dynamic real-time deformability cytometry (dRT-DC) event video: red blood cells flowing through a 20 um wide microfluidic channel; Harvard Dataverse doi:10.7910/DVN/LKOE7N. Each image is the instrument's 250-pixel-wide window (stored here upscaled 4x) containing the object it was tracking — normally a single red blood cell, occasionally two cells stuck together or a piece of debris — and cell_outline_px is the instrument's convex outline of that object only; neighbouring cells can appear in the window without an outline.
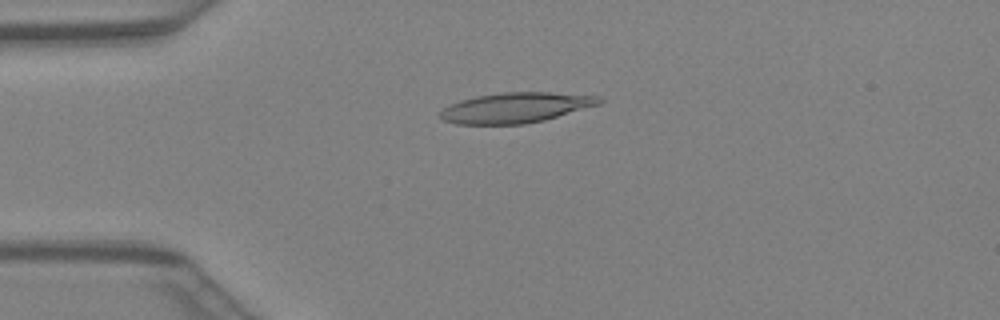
{"species": "Egyptian fruit bat (a non-hibernating species)", "species_latin": "Rousettus aegyptiacus", "temperature_condition": "warm", "stored_images_in_passage": 42, "camera_frame_rate_fps": 3000, "um_per_image_px": 0.085, "animal": {"sex": "female"}, "frame": {"image": 1, "passage_image": 10, "time_ms": 3.0, "image_size_px": [1000, 320], "cell_outline_px": [[604, 100], [600, 104], [544, 120], [524, 124], [456, 124], [444, 120], [440, 116], [440, 112], [444, 108], [460, 100], [476, 96], [500, 92], [548, 92], [600, 96]], "centroid_in_image_um": [43.85, 9.14], "position_along_channel_um": 41.1, "area_um2": 27.92}}
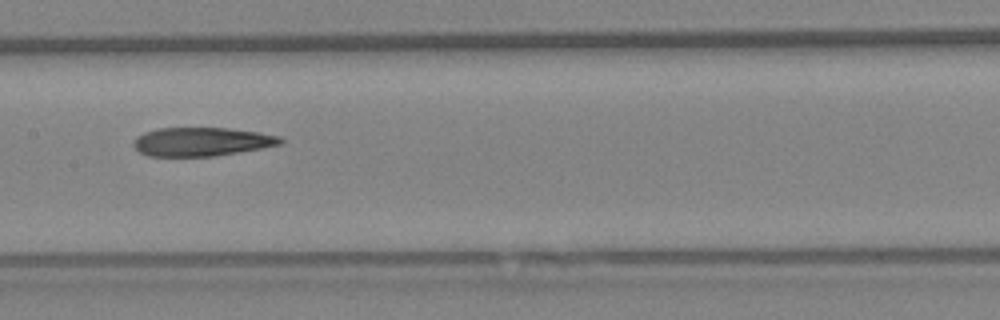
{"frame": {"image": 2, "passage_image": 21, "time_ms": 6.667, "image_size_px": [1000, 320], "cell_outline_px": [[284, 144], [212, 156], [148, 156], [140, 152], [132, 144], [136, 136], [144, 132], [156, 128], [228, 128], [260, 132], [280, 136], [284, 140]], "centroid_in_image_um": [17.14, 12.03], "position_along_channel_um": 190.3, "area_um2": 24.57}}
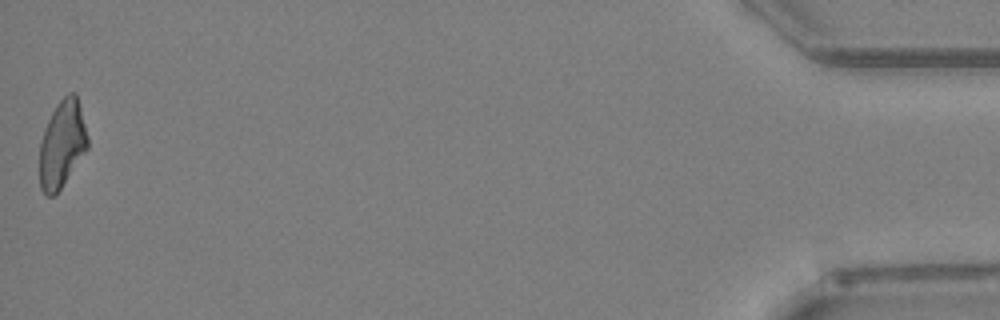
{"frame": {"image": 3, "passage_image": 42, "time_ms": 13.667, "image_size_px": [1000, 320], "cell_outline_px": [[88, 148], [60, 188], [52, 196], [48, 196], [40, 188], [40, 140], [44, 128], [56, 104], [68, 92], [76, 92], [88, 136]], "centroid_in_image_um": [5.27, 12.21], "position_along_channel_um": 429.9, "area_um2": 24.22}}